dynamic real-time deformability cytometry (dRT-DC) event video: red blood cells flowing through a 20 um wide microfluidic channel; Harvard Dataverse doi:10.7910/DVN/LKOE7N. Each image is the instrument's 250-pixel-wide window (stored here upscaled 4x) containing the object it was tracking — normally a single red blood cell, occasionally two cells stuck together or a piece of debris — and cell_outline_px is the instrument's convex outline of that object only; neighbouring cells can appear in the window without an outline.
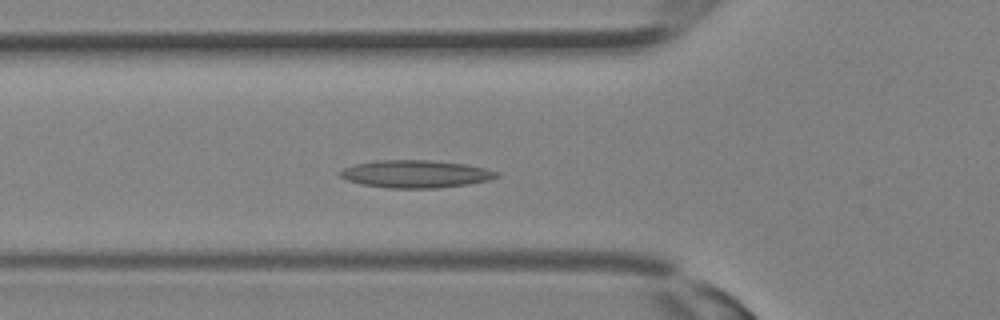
{"species": "Egyptian fruit bat (a non-hibernating species)", "species_latin": "Rousettus aegyptiacus", "temperature_condition": "room temperature", "stored_images_in_passage": 24, "camera_frame_rate_fps": 3000, "um_per_image_px": 0.085, "animal": {"sex": "female"}, "frame": {"image": 1, "passage_image": 5, "time_ms": 1.333, "image_size_px": [1000, 320], "cell_outline_px": [[500, 176], [488, 180], [468, 184], [436, 188], [388, 188], [364, 184], [348, 180], [340, 176], [340, 172], [344, 168], [356, 164], [376, 160], [428, 160], [464, 164], [484, 168], [496, 172]], "centroid_in_image_um": [35.33, 14.78], "position_along_channel_um": 90.5, "area_um2": 24.8}}
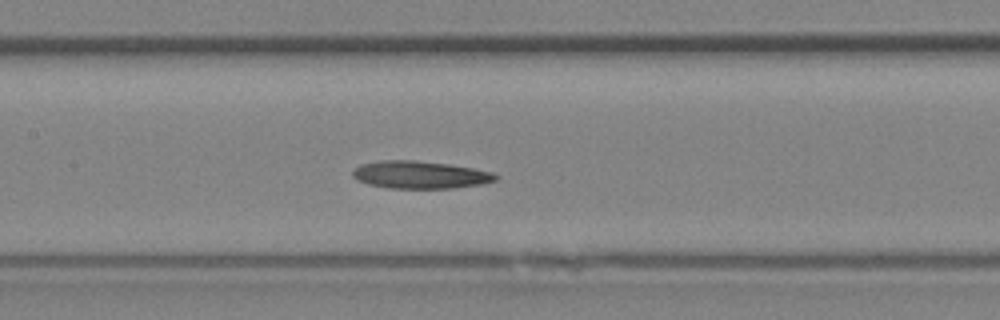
{"frame": {"image": 2, "passage_image": 9, "time_ms": 2.667, "image_size_px": [1000, 320], "cell_outline_px": [[500, 176], [496, 180], [480, 184], [452, 188], [388, 188], [368, 184], [356, 180], [352, 176], [352, 172], [360, 164], [380, 160], [412, 160], [448, 164], [472, 168], [492, 172]], "centroid_in_image_um": [35.68, 14.85], "position_along_channel_um": 171.7, "area_um2": 22.89}}
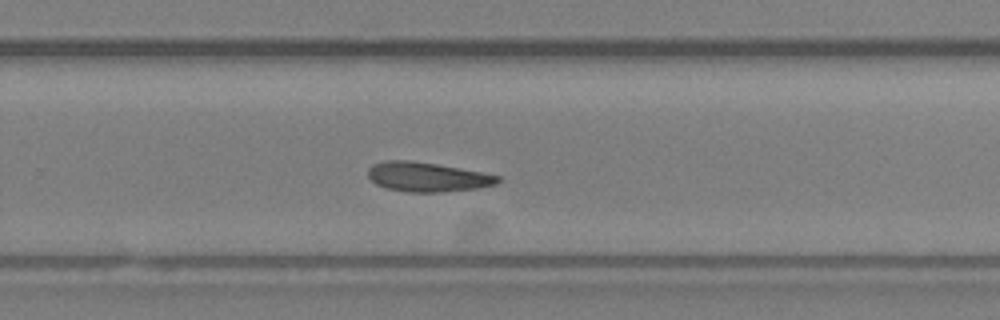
{"frame": {"image": 3, "passage_image": 15, "time_ms": 4.667, "image_size_px": [1000, 320], "cell_outline_px": [[500, 180], [496, 184], [476, 188], [440, 192], [408, 192], [384, 188], [376, 184], [368, 176], [368, 168], [372, 164], [384, 160], [408, 160], [436, 164], [460, 168], [500, 176]], "centroid_in_image_um": [36.27, 15.04], "position_along_channel_um": 293.5, "area_um2": 22.2}}